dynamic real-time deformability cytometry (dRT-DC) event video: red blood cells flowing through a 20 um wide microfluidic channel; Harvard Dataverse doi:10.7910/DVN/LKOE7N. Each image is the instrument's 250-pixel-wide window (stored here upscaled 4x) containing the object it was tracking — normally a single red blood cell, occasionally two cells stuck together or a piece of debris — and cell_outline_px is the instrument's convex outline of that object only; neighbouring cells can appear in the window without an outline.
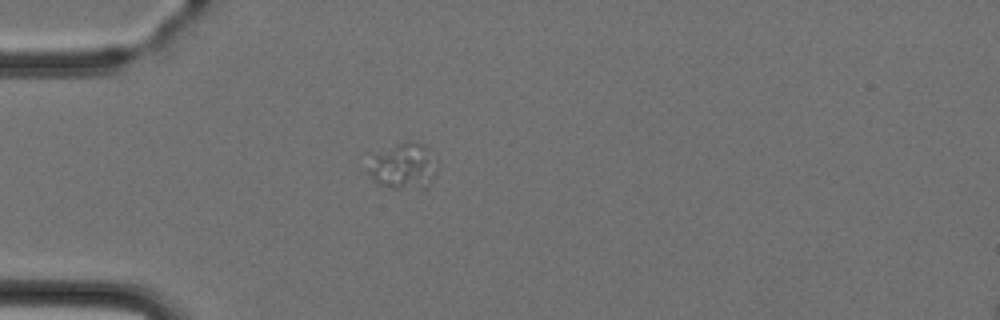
{"species": "Egyptian fruit bat (a non-hibernating species)", "species_latin": "Rousettus aegyptiacus", "temperature_condition": "cold", "stored_images_in_passage": 3, "camera_frame_rate_fps": 3000, "um_per_image_px": 0.085, "animal": {"sex": "female"}, "frame": {"image": 1, "passage_image": 1, "time_ms": 0.0, "image_size_px": [1000, 320], "cell_outline_px": [[436, 172], [428, 188], [392, 188], [380, 184], [372, 180], [368, 172], [368, 168], [376, 156], [396, 144], [408, 140], [420, 144], [428, 148]], "centroid_in_image_um": [34.31, 14.16], "position_along_channel_um": 50.7, "area_um2": 17.69}}